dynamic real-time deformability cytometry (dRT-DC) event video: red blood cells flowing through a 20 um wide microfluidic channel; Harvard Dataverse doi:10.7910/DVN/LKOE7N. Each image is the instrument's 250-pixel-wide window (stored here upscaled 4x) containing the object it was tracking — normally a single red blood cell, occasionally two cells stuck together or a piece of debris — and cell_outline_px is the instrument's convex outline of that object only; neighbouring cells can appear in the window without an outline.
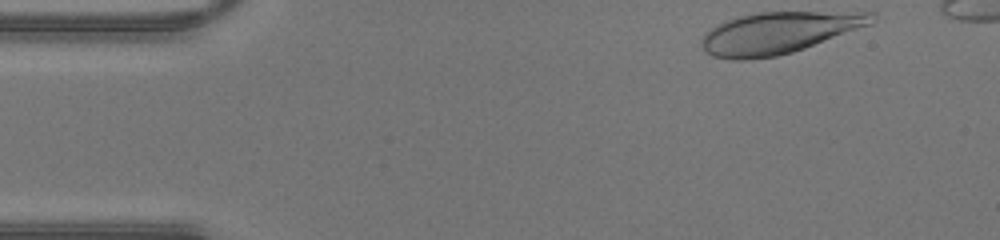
{"species": "human", "species_latin": "Homo sapiens", "temperature_condition": "warm", "stored_images_in_passage": 35, "camera_frame_rate_fps": 3000, "um_per_image_px": 0.085, "donor": {"sex": "male"}, "frame": {"image": 1, "passage_image": 1, "time_ms": 0.0, "image_size_px": [1000, 240], "cell_outline_px": [[876, 20], [872, 24], [804, 48], [792, 52], [776, 56], [748, 60], [732, 60], [712, 56], [704, 52], [700, 44], [700, 40], [704, 32], [716, 24], [724, 20], [756, 12], [876, 12]], "centroid_in_image_um": [66.13, 2.79], "position_along_channel_um": 18.9, "area_um2": 41.62}}
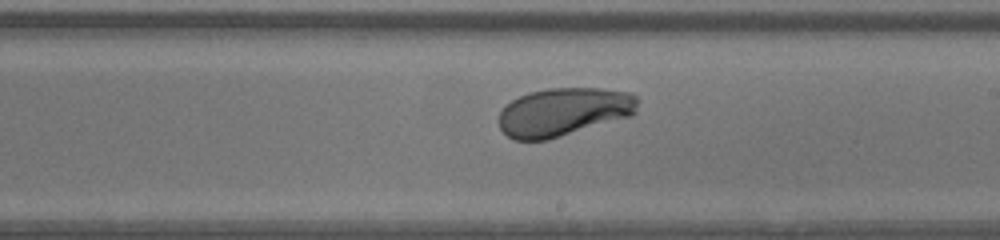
{"frame": {"image": 2, "passage_image": 22, "time_ms": 7.0, "image_size_px": [1000, 240], "cell_outline_px": [[640, 100], [636, 112], [632, 116], [548, 140], [512, 140], [500, 128], [500, 112], [512, 100], [528, 92], [548, 88], [600, 88], [632, 92]], "centroid_in_image_um": [47.97, 9.5], "position_along_channel_um": 241.0, "area_um2": 39.36}}
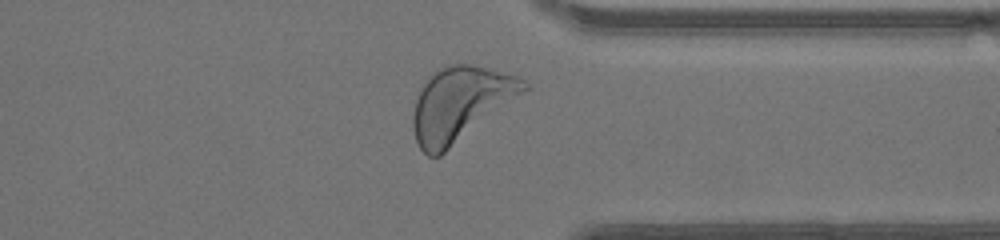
{"frame": {"image": 3, "passage_image": 31, "time_ms": 10.0, "image_size_px": [1000, 240], "cell_outline_px": [[532, 88], [440, 156], [428, 156], [420, 148], [416, 140], [412, 128], [412, 116], [416, 100], [424, 84], [444, 64], [472, 64], [520, 76], [532, 84]], "centroid_in_image_um": [39.2, 8.83], "position_along_channel_um": 372.2, "area_um2": 48.15}}